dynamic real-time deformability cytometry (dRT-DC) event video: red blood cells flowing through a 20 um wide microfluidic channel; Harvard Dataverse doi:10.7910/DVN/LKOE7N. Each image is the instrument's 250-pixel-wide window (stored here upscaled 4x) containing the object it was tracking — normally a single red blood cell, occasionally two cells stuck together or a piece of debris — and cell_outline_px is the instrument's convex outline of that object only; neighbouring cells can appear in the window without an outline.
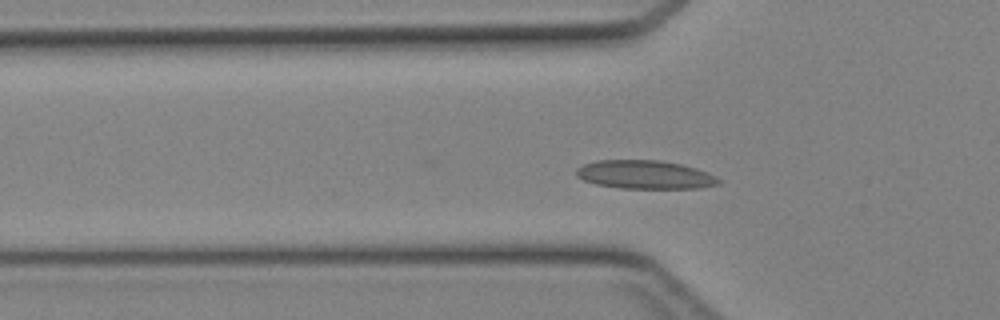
{"species": "Egyptian fruit bat (a non-hibernating species)", "species_latin": "Rousettus aegyptiacus", "temperature_condition": "cold", "stored_images_in_passage": 34, "camera_frame_rate_fps": 3000, "um_per_image_px": 0.085, "animal": {"sex": "female"}, "frame": {"image": 1, "passage_image": 10, "time_ms": 3.0, "image_size_px": [1000, 320], "cell_outline_px": [[720, 184], [700, 188], [620, 188], [596, 184], [584, 180], [576, 176], [576, 168], [584, 164], [596, 160], [660, 160], [680, 164], [696, 168], [716, 176], [720, 180]], "centroid_in_image_um": [54.81, 14.84], "position_along_channel_um": 71.0, "area_um2": 23.64}}
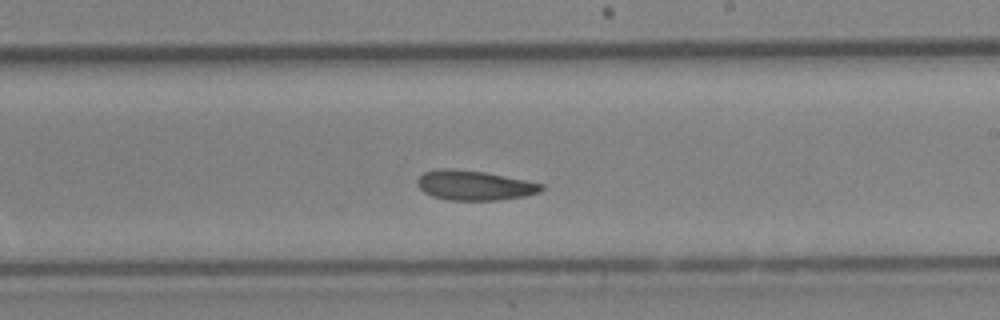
{"frame": {"image": 2, "passage_image": 22, "time_ms": 7.0, "image_size_px": [1000, 320], "cell_outline_px": [[544, 188], [540, 192], [524, 196], [500, 200], [448, 200], [432, 196], [424, 192], [416, 184], [416, 180], [424, 172], [436, 168], [452, 168], [484, 172], [544, 184]], "centroid_in_image_um": [40.29, 15.75], "position_along_channel_um": 248.7, "area_um2": 21.56}}
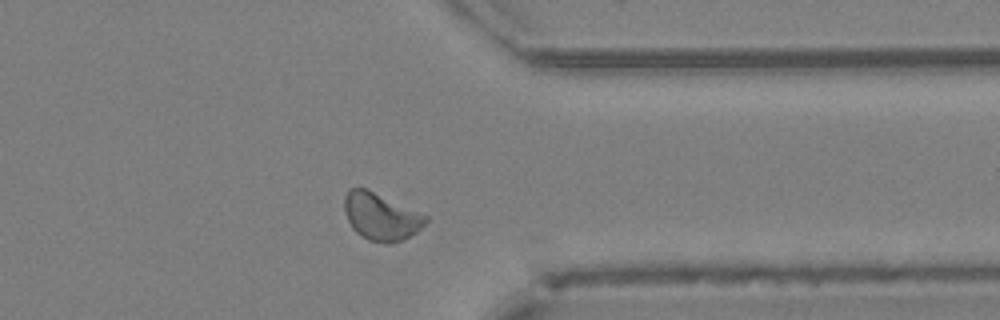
{"frame": {"image": 3, "passage_image": 31, "time_ms": 10.0, "image_size_px": [1000, 320], "cell_outline_px": [[428, 220], [416, 232], [400, 240], [388, 244], [368, 240], [360, 236], [352, 228], [344, 212], [344, 196], [348, 188], [364, 188], [428, 216]], "centroid_in_image_um": [32.33, 18.42], "position_along_channel_um": 379.1, "area_um2": 22.02}}